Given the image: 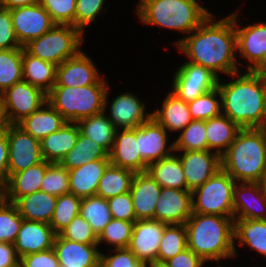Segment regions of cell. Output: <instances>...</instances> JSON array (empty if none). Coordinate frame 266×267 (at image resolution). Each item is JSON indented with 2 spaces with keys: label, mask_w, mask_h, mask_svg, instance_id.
I'll use <instances>...</instances> for the list:
<instances>
[{
  "label": "cell",
  "mask_w": 266,
  "mask_h": 267,
  "mask_svg": "<svg viewBox=\"0 0 266 267\" xmlns=\"http://www.w3.org/2000/svg\"><path fill=\"white\" fill-rule=\"evenodd\" d=\"M174 139V151L208 150L206 120H192Z\"/></svg>",
  "instance_id": "60d3db41"
},
{
  "label": "cell",
  "mask_w": 266,
  "mask_h": 267,
  "mask_svg": "<svg viewBox=\"0 0 266 267\" xmlns=\"http://www.w3.org/2000/svg\"><path fill=\"white\" fill-rule=\"evenodd\" d=\"M98 244L74 242L56 235L53 249L60 266L100 267L101 249Z\"/></svg>",
  "instance_id": "7402d4cb"
},
{
  "label": "cell",
  "mask_w": 266,
  "mask_h": 267,
  "mask_svg": "<svg viewBox=\"0 0 266 267\" xmlns=\"http://www.w3.org/2000/svg\"><path fill=\"white\" fill-rule=\"evenodd\" d=\"M38 3L40 0H0L1 7L9 10Z\"/></svg>",
  "instance_id": "680465c9"
},
{
  "label": "cell",
  "mask_w": 266,
  "mask_h": 267,
  "mask_svg": "<svg viewBox=\"0 0 266 267\" xmlns=\"http://www.w3.org/2000/svg\"><path fill=\"white\" fill-rule=\"evenodd\" d=\"M162 187L147 173H135L131 183V198L137 220L153 219Z\"/></svg>",
  "instance_id": "cb8c5ba5"
},
{
  "label": "cell",
  "mask_w": 266,
  "mask_h": 267,
  "mask_svg": "<svg viewBox=\"0 0 266 267\" xmlns=\"http://www.w3.org/2000/svg\"><path fill=\"white\" fill-rule=\"evenodd\" d=\"M260 184L262 186V190L264 192L265 198H266V174L265 176L262 178V180L260 181Z\"/></svg>",
  "instance_id": "be15d7a7"
},
{
  "label": "cell",
  "mask_w": 266,
  "mask_h": 267,
  "mask_svg": "<svg viewBox=\"0 0 266 267\" xmlns=\"http://www.w3.org/2000/svg\"><path fill=\"white\" fill-rule=\"evenodd\" d=\"M108 83L103 76L96 84L82 87L53 86L47 93V102L67 122L100 114L104 111Z\"/></svg>",
  "instance_id": "8992f818"
},
{
  "label": "cell",
  "mask_w": 266,
  "mask_h": 267,
  "mask_svg": "<svg viewBox=\"0 0 266 267\" xmlns=\"http://www.w3.org/2000/svg\"><path fill=\"white\" fill-rule=\"evenodd\" d=\"M146 172L162 187L187 190L186 179L178 153L147 165Z\"/></svg>",
  "instance_id": "f546056e"
},
{
  "label": "cell",
  "mask_w": 266,
  "mask_h": 267,
  "mask_svg": "<svg viewBox=\"0 0 266 267\" xmlns=\"http://www.w3.org/2000/svg\"><path fill=\"white\" fill-rule=\"evenodd\" d=\"M82 198L72 193L63 194L57 197V202L50 226L56 234H59L69 223L80 215Z\"/></svg>",
  "instance_id": "b9f144b4"
},
{
  "label": "cell",
  "mask_w": 266,
  "mask_h": 267,
  "mask_svg": "<svg viewBox=\"0 0 266 267\" xmlns=\"http://www.w3.org/2000/svg\"><path fill=\"white\" fill-rule=\"evenodd\" d=\"M16 38L9 9L0 8V50L21 48Z\"/></svg>",
  "instance_id": "f5cc1de1"
},
{
  "label": "cell",
  "mask_w": 266,
  "mask_h": 267,
  "mask_svg": "<svg viewBox=\"0 0 266 267\" xmlns=\"http://www.w3.org/2000/svg\"><path fill=\"white\" fill-rule=\"evenodd\" d=\"M0 97L7 124H18L47 102V93L24 80L6 89Z\"/></svg>",
  "instance_id": "30bf717a"
},
{
  "label": "cell",
  "mask_w": 266,
  "mask_h": 267,
  "mask_svg": "<svg viewBox=\"0 0 266 267\" xmlns=\"http://www.w3.org/2000/svg\"><path fill=\"white\" fill-rule=\"evenodd\" d=\"M185 226L188 248L205 262L220 265L222 260L238 257L234 217L193 213Z\"/></svg>",
  "instance_id": "3957f363"
},
{
  "label": "cell",
  "mask_w": 266,
  "mask_h": 267,
  "mask_svg": "<svg viewBox=\"0 0 266 267\" xmlns=\"http://www.w3.org/2000/svg\"><path fill=\"white\" fill-rule=\"evenodd\" d=\"M80 133L77 122H67L58 131H55L40 141L43 160L51 163H60L68 152L75 146Z\"/></svg>",
  "instance_id": "83f0119b"
},
{
  "label": "cell",
  "mask_w": 266,
  "mask_h": 267,
  "mask_svg": "<svg viewBox=\"0 0 266 267\" xmlns=\"http://www.w3.org/2000/svg\"><path fill=\"white\" fill-rule=\"evenodd\" d=\"M56 235L48 223L23 219L13 244L17 256L21 258L24 255L53 248Z\"/></svg>",
  "instance_id": "44dd1931"
},
{
  "label": "cell",
  "mask_w": 266,
  "mask_h": 267,
  "mask_svg": "<svg viewBox=\"0 0 266 267\" xmlns=\"http://www.w3.org/2000/svg\"><path fill=\"white\" fill-rule=\"evenodd\" d=\"M75 27L84 35L85 29L96 21L97 17L107 12L106 0H76ZM104 10V11H103ZM106 11V12H105Z\"/></svg>",
  "instance_id": "7dc6e473"
},
{
  "label": "cell",
  "mask_w": 266,
  "mask_h": 267,
  "mask_svg": "<svg viewBox=\"0 0 266 267\" xmlns=\"http://www.w3.org/2000/svg\"><path fill=\"white\" fill-rule=\"evenodd\" d=\"M234 243L266 258V220L234 219Z\"/></svg>",
  "instance_id": "836d02e7"
},
{
  "label": "cell",
  "mask_w": 266,
  "mask_h": 267,
  "mask_svg": "<svg viewBox=\"0 0 266 267\" xmlns=\"http://www.w3.org/2000/svg\"><path fill=\"white\" fill-rule=\"evenodd\" d=\"M57 197L44 191H36L20 197L15 205L21 217L28 221H40L50 224L53 217Z\"/></svg>",
  "instance_id": "4dcf8cb0"
},
{
  "label": "cell",
  "mask_w": 266,
  "mask_h": 267,
  "mask_svg": "<svg viewBox=\"0 0 266 267\" xmlns=\"http://www.w3.org/2000/svg\"><path fill=\"white\" fill-rule=\"evenodd\" d=\"M107 201L112 218L130 222L137 220L130 192L108 198Z\"/></svg>",
  "instance_id": "816d5d0a"
},
{
  "label": "cell",
  "mask_w": 266,
  "mask_h": 267,
  "mask_svg": "<svg viewBox=\"0 0 266 267\" xmlns=\"http://www.w3.org/2000/svg\"><path fill=\"white\" fill-rule=\"evenodd\" d=\"M20 267H60L59 261L53 248L24 255L20 258Z\"/></svg>",
  "instance_id": "db71d44e"
},
{
  "label": "cell",
  "mask_w": 266,
  "mask_h": 267,
  "mask_svg": "<svg viewBox=\"0 0 266 267\" xmlns=\"http://www.w3.org/2000/svg\"><path fill=\"white\" fill-rule=\"evenodd\" d=\"M80 215L87 220L97 236L112 220L107 199L97 195L82 198Z\"/></svg>",
  "instance_id": "74e56055"
},
{
  "label": "cell",
  "mask_w": 266,
  "mask_h": 267,
  "mask_svg": "<svg viewBox=\"0 0 266 267\" xmlns=\"http://www.w3.org/2000/svg\"><path fill=\"white\" fill-rule=\"evenodd\" d=\"M173 42L187 62L209 69L219 79L241 71L238 65L243 66V60L237 59L232 13L220 20L211 13L192 33Z\"/></svg>",
  "instance_id": "6da1fadb"
},
{
  "label": "cell",
  "mask_w": 266,
  "mask_h": 267,
  "mask_svg": "<svg viewBox=\"0 0 266 267\" xmlns=\"http://www.w3.org/2000/svg\"><path fill=\"white\" fill-rule=\"evenodd\" d=\"M67 121L48 102L39 110L25 117L18 125L34 138L42 140L60 130Z\"/></svg>",
  "instance_id": "f1b7e54d"
},
{
  "label": "cell",
  "mask_w": 266,
  "mask_h": 267,
  "mask_svg": "<svg viewBox=\"0 0 266 267\" xmlns=\"http://www.w3.org/2000/svg\"><path fill=\"white\" fill-rule=\"evenodd\" d=\"M241 129L238 124L222 113L206 120L208 150L222 156Z\"/></svg>",
  "instance_id": "1f68e13d"
},
{
  "label": "cell",
  "mask_w": 266,
  "mask_h": 267,
  "mask_svg": "<svg viewBox=\"0 0 266 267\" xmlns=\"http://www.w3.org/2000/svg\"><path fill=\"white\" fill-rule=\"evenodd\" d=\"M236 181L222 168L191 192L193 213L233 217Z\"/></svg>",
  "instance_id": "ba28073f"
},
{
  "label": "cell",
  "mask_w": 266,
  "mask_h": 267,
  "mask_svg": "<svg viewBox=\"0 0 266 267\" xmlns=\"http://www.w3.org/2000/svg\"><path fill=\"white\" fill-rule=\"evenodd\" d=\"M135 172L109 164L105 169L96 192L105 199L130 192Z\"/></svg>",
  "instance_id": "8d00e7d4"
},
{
  "label": "cell",
  "mask_w": 266,
  "mask_h": 267,
  "mask_svg": "<svg viewBox=\"0 0 266 267\" xmlns=\"http://www.w3.org/2000/svg\"><path fill=\"white\" fill-rule=\"evenodd\" d=\"M5 200V189L4 184L0 183V205Z\"/></svg>",
  "instance_id": "6125c7cd"
},
{
  "label": "cell",
  "mask_w": 266,
  "mask_h": 267,
  "mask_svg": "<svg viewBox=\"0 0 266 267\" xmlns=\"http://www.w3.org/2000/svg\"><path fill=\"white\" fill-rule=\"evenodd\" d=\"M151 112L152 117L169 133H180L193 120L188 103L170 90L162 100L160 108Z\"/></svg>",
  "instance_id": "4316f807"
},
{
  "label": "cell",
  "mask_w": 266,
  "mask_h": 267,
  "mask_svg": "<svg viewBox=\"0 0 266 267\" xmlns=\"http://www.w3.org/2000/svg\"><path fill=\"white\" fill-rule=\"evenodd\" d=\"M176 69L171 80V92L187 103L218 85L219 78L203 66L182 61Z\"/></svg>",
  "instance_id": "8fae6325"
},
{
  "label": "cell",
  "mask_w": 266,
  "mask_h": 267,
  "mask_svg": "<svg viewBox=\"0 0 266 267\" xmlns=\"http://www.w3.org/2000/svg\"><path fill=\"white\" fill-rule=\"evenodd\" d=\"M135 222L114 219L98 236V245L106 244L111 249L128 248Z\"/></svg>",
  "instance_id": "7bdbcfd3"
},
{
  "label": "cell",
  "mask_w": 266,
  "mask_h": 267,
  "mask_svg": "<svg viewBox=\"0 0 266 267\" xmlns=\"http://www.w3.org/2000/svg\"><path fill=\"white\" fill-rule=\"evenodd\" d=\"M109 159L110 164L114 166L126 168L135 173L146 172L148 164L138 152L136 128L116 131Z\"/></svg>",
  "instance_id": "603a6c76"
},
{
  "label": "cell",
  "mask_w": 266,
  "mask_h": 267,
  "mask_svg": "<svg viewBox=\"0 0 266 267\" xmlns=\"http://www.w3.org/2000/svg\"><path fill=\"white\" fill-rule=\"evenodd\" d=\"M218 80L222 114L241 128H261L266 112V72L241 71ZM233 78V79H231Z\"/></svg>",
  "instance_id": "7a4b0ae2"
},
{
  "label": "cell",
  "mask_w": 266,
  "mask_h": 267,
  "mask_svg": "<svg viewBox=\"0 0 266 267\" xmlns=\"http://www.w3.org/2000/svg\"><path fill=\"white\" fill-rule=\"evenodd\" d=\"M20 258L12 243L0 242V267H18Z\"/></svg>",
  "instance_id": "6f0895ef"
},
{
  "label": "cell",
  "mask_w": 266,
  "mask_h": 267,
  "mask_svg": "<svg viewBox=\"0 0 266 267\" xmlns=\"http://www.w3.org/2000/svg\"><path fill=\"white\" fill-rule=\"evenodd\" d=\"M106 252L110 254L101 251L100 267H148L129 248L107 249Z\"/></svg>",
  "instance_id": "f907efd6"
},
{
  "label": "cell",
  "mask_w": 266,
  "mask_h": 267,
  "mask_svg": "<svg viewBox=\"0 0 266 267\" xmlns=\"http://www.w3.org/2000/svg\"><path fill=\"white\" fill-rule=\"evenodd\" d=\"M84 40L85 35L78 28L69 24H56L23 48L30 55L58 66L83 49Z\"/></svg>",
  "instance_id": "52a82bcc"
},
{
  "label": "cell",
  "mask_w": 266,
  "mask_h": 267,
  "mask_svg": "<svg viewBox=\"0 0 266 267\" xmlns=\"http://www.w3.org/2000/svg\"><path fill=\"white\" fill-rule=\"evenodd\" d=\"M169 135L172 134L153 117L136 128L138 152L147 164L161 160L174 152V141L169 142Z\"/></svg>",
  "instance_id": "9a60e30c"
},
{
  "label": "cell",
  "mask_w": 266,
  "mask_h": 267,
  "mask_svg": "<svg viewBox=\"0 0 266 267\" xmlns=\"http://www.w3.org/2000/svg\"><path fill=\"white\" fill-rule=\"evenodd\" d=\"M221 164L236 182L260 183L266 174V131L242 128L221 156Z\"/></svg>",
  "instance_id": "277c9868"
},
{
  "label": "cell",
  "mask_w": 266,
  "mask_h": 267,
  "mask_svg": "<svg viewBox=\"0 0 266 267\" xmlns=\"http://www.w3.org/2000/svg\"><path fill=\"white\" fill-rule=\"evenodd\" d=\"M261 129H264L266 131V112H265V117H264L263 125H262Z\"/></svg>",
  "instance_id": "e7e4bbea"
},
{
  "label": "cell",
  "mask_w": 266,
  "mask_h": 267,
  "mask_svg": "<svg viewBox=\"0 0 266 267\" xmlns=\"http://www.w3.org/2000/svg\"><path fill=\"white\" fill-rule=\"evenodd\" d=\"M76 3V0H40L41 6L56 24H69L74 27Z\"/></svg>",
  "instance_id": "c3c4849f"
},
{
  "label": "cell",
  "mask_w": 266,
  "mask_h": 267,
  "mask_svg": "<svg viewBox=\"0 0 266 267\" xmlns=\"http://www.w3.org/2000/svg\"><path fill=\"white\" fill-rule=\"evenodd\" d=\"M192 214L191 191L162 188L156 202L154 220L167 224H185Z\"/></svg>",
  "instance_id": "d6986e66"
},
{
  "label": "cell",
  "mask_w": 266,
  "mask_h": 267,
  "mask_svg": "<svg viewBox=\"0 0 266 267\" xmlns=\"http://www.w3.org/2000/svg\"><path fill=\"white\" fill-rule=\"evenodd\" d=\"M59 235L62 238L84 243L98 244V236L92 230L90 224L81 215L76 216L67 227H65Z\"/></svg>",
  "instance_id": "681fc988"
},
{
  "label": "cell",
  "mask_w": 266,
  "mask_h": 267,
  "mask_svg": "<svg viewBox=\"0 0 266 267\" xmlns=\"http://www.w3.org/2000/svg\"><path fill=\"white\" fill-rule=\"evenodd\" d=\"M109 159V153L89 137L79 133L78 140L70 152L61 160L60 164L68 170L78 168L89 161Z\"/></svg>",
  "instance_id": "d590c367"
},
{
  "label": "cell",
  "mask_w": 266,
  "mask_h": 267,
  "mask_svg": "<svg viewBox=\"0 0 266 267\" xmlns=\"http://www.w3.org/2000/svg\"><path fill=\"white\" fill-rule=\"evenodd\" d=\"M188 248L185 224H168L160 241L157 261L166 262Z\"/></svg>",
  "instance_id": "ab89813d"
},
{
  "label": "cell",
  "mask_w": 266,
  "mask_h": 267,
  "mask_svg": "<svg viewBox=\"0 0 266 267\" xmlns=\"http://www.w3.org/2000/svg\"><path fill=\"white\" fill-rule=\"evenodd\" d=\"M40 190L56 197L69 193V170L60 163H51L47 167Z\"/></svg>",
  "instance_id": "bcb514c9"
},
{
  "label": "cell",
  "mask_w": 266,
  "mask_h": 267,
  "mask_svg": "<svg viewBox=\"0 0 266 267\" xmlns=\"http://www.w3.org/2000/svg\"><path fill=\"white\" fill-rule=\"evenodd\" d=\"M10 14L16 38L22 47L56 25L40 3L10 9Z\"/></svg>",
  "instance_id": "5bb4252c"
},
{
  "label": "cell",
  "mask_w": 266,
  "mask_h": 267,
  "mask_svg": "<svg viewBox=\"0 0 266 267\" xmlns=\"http://www.w3.org/2000/svg\"><path fill=\"white\" fill-rule=\"evenodd\" d=\"M168 224L153 219L136 220L128 248L147 264L157 261L160 241Z\"/></svg>",
  "instance_id": "ac0fdd59"
},
{
  "label": "cell",
  "mask_w": 266,
  "mask_h": 267,
  "mask_svg": "<svg viewBox=\"0 0 266 267\" xmlns=\"http://www.w3.org/2000/svg\"><path fill=\"white\" fill-rule=\"evenodd\" d=\"M190 114L193 120H209L222 113L221 93L216 87L201 94L191 102H188Z\"/></svg>",
  "instance_id": "ee69618b"
},
{
  "label": "cell",
  "mask_w": 266,
  "mask_h": 267,
  "mask_svg": "<svg viewBox=\"0 0 266 267\" xmlns=\"http://www.w3.org/2000/svg\"><path fill=\"white\" fill-rule=\"evenodd\" d=\"M23 47L0 50V94L23 80Z\"/></svg>",
  "instance_id": "f35d334b"
},
{
  "label": "cell",
  "mask_w": 266,
  "mask_h": 267,
  "mask_svg": "<svg viewBox=\"0 0 266 267\" xmlns=\"http://www.w3.org/2000/svg\"><path fill=\"white\" fill-rule=\"evenodd\" d=\"M80 132L111 152L117 129L103 111L100 114L83 118L77 122Z\"/></svg>",
  "instance_id": "e575fe53"
},
{
  "label": "cell",
  "mask_w": 266,
  "mask_h": 267,
  "mask_svg": "<svg viewBox=\"0 0 266 267\" xmlns=\"http://www.w3.org/2000/svg\"><path fill=\"white\" fill-rule=\"evenodd\" d=\"M238 8L232 12L236 31L237 59L245 58L249 63L243 67L247 71L266 72V22L240 25ZM239 56V57H238Z\"/></svg>",
  "instance_id": "9c48e42d"
},
{
  "label": "cell",
  "mask_w": 266,
  "mask_h": 267,
  "mask_svg": "<svg viewBox=\"0 0 266 267\" xmlns=\"http://www.w3.org/2000/svg\"><path fill=\"white\" fill-rule=\"evenodd\" d=\"M51 162L41 163L10 175L4 183L5 200L15 203L20 197L40 191L42 180Z\"/></svg>",
  "instance_id": "d4e9b609"
},
{
  "label": "cell",
  "mask_w": 266,
  "mask_h": 267,
  "mask_svg": "<svg viewBox=\"0 0 266 267\" xmlns=\"http://www.w3.org/2000/svg\"><path fill=\"white\" fill-rule=\"evenodd\" d=\"M182 163L187 190L193 191L203 185L221 168V156L209 150L174 151ZM180 153V154H179Z\"/></svg>",
  "instance_id": "2e32d148"
},
{
  "label": "cell",
  "mask_w": 266,
  "mask_h": 267,
  "mask_svg": "<svg viewBox=\"0 0 266 267\" xmlns=\"http://www.w3.org/2000/svg\"><path fill=\"white\" fill-rule=\"evenodd\" d=\"M148 267H170L168 263L163 261H156L148 264Z\"/></svg>",
  "instance_id": "94428289"
},
{
  "label": "cell",
  "mask_w": 266,
  "mask_h": 267,
  "mask_svg": "<svg viewBox=\"0 0 266 267\" xmlns=\"http://www.w3.org/2000/svg\"><path fill=\"white\" fill-rule=\"evenodd\" d=\"M109 90L108 86L104 112L117 130L137 128L152 117V112H147L146 104L141 99L139 100L137 94L121 92L109 103Z\"/></svg>",
  "instance_id": "7c38bea8"
},
{
  "label": "cell",
  "mask_w": 266,
  "mask_h": 267,
  "mask_svg": "<svg viewBox=\"0 0 266 267\" xmlns=\"http://www.w3.org/2000/svg\"><path fill=\"white\" fill-rule=\"evenodd\" d=\"M8 137L7 126L0 131V183H5L8 179Z\"/></svg>",
  "instance_id": "9f6ffc18"
},
{
  "label": "cell",
  "mask_w": 266,
  "mask_h": 267,
  "mask_svg": "<svg viewBox=\"0 0 266 267\" xmlns=\"http://www.w3.org/2000/svg\"><path fill=\"white\" fill-rule=\"evenodd\" d=\"M233 206L234 219L266 220V198L260 183L236 182Z\"/></svg>",
  "instance_id": "ffe728a7"
},
{
  "label": "cell",
  "mask_w": 266,
  "mask_h": 267,
  "mask_svg": "<svg viewBox=\"0 0 266 267\" xmlns=\"http://www.w3.org/2000/svg\"><path fill=\"white\" fill-rule=\"evenodd\" d=\"M56 65L30 55L23 48V80L48 93L56 82Z\"/></svg>",
  "instance_id": "d6a6232c"
},
{
  "label": "cell",
  "mask_w": 266,
  "mask_h": 267,
  "mask_svg": "<svg viewBox=\"0 0 266 267\" xmlns=\"http://www.w3.org/2000/svg\"><path fill=\"white\" fill-rule=\"evenodd\" d=\"M109 164L110 159H98L69 170V193L80 198L95 196L99 181Z\"/></svg>",
  "instance_id": "484cf974"
},
{
  "label": "cell",
  "mask_w": 266,
  "mask_h": 267,
  "mask_svg": "<svg viewBox=\"0 0 266 267\" xmlns=\"http://www.w3.org/2000/svg\"><path fill=\"white\" fill-rule=\"evenodd\" d=\"M90 57L81 49L75 56L58 65L54 86L82 87L96 84L103 75Z\"/></svg>",
  "instance_id": "e0dca14e"
},
{
  "label": "cell",
  "mask_w": 266,
  "mask_h": 267,
  "mask_svg": "<svg viewBox=\"0 0 266 267\" xmlns=\"http://www.w3.org/2000/svg\"><path fill=\"white\" fill-rule=\"evenodd\" d=\"M22 220L15 203L4 200L0 205V242L14 244Z\"/></svg>",
  "instance_id": "f6af8a7d"
},
{
  "label": "cell",
  "mask_w": 266,
  "mask_h": 267,
  "mask_svg": "<svg viewBox=\"0 0 266 267\" xmlns=\"http://www.w3.org/2000/svg\"><path fill=\"white\" fill-rule=\"evenodd\" d=\"M170 267H203L206 262L196 255L192 250L186 248L175 257L166 261Z\"/></svg>",
  "instance_id": "11a10c76"
},
{
  "label": "cell",
  "mask_w": 266,
  "mask_h": 267,
  "mask_svg": "<svg viewBox=\"0 0 266 267\" xmlns=\"http://www.w3.org/2000/svg\"><path fill=\"white\" fill-rule=\"evenodd\" d=\"M8 177L43 161L40 140L27 133L18 124H7Z\"/></svg>",
  "instance_id": "4fadbf2b"
},
{
  "label": "cell",
  "mask_w": 266,
  "mask_h": 267,
  "mask_svg": "<svg viewBox=\"0 0 266 267\" xmlns=\"http://www.w3.org/2000/svg\"><path fill=\"white\" fill-rule=\"evenodd\" d=\"M6 126H7V122L5 120L2 101H1V97H0V131H2L4 128H6Z\"/></svg>",
  "instance_id": "91938a15"
},
{
  "label": "cell",
  "mask_w": 266,
  "mask_h": 267,
  "mask_svg": "<svg viewBox=\"0 0 266 267\" xmlns=\"http://www.w3.org/2000/svg\"><path fill=\"white\" fill-rule=\"evenodd\" d=\"M135 8L140 23L186 36L211 14L199 0H139Z\"/></svg>",
  "instance_id": "5b68a950"
}]
</instances>
